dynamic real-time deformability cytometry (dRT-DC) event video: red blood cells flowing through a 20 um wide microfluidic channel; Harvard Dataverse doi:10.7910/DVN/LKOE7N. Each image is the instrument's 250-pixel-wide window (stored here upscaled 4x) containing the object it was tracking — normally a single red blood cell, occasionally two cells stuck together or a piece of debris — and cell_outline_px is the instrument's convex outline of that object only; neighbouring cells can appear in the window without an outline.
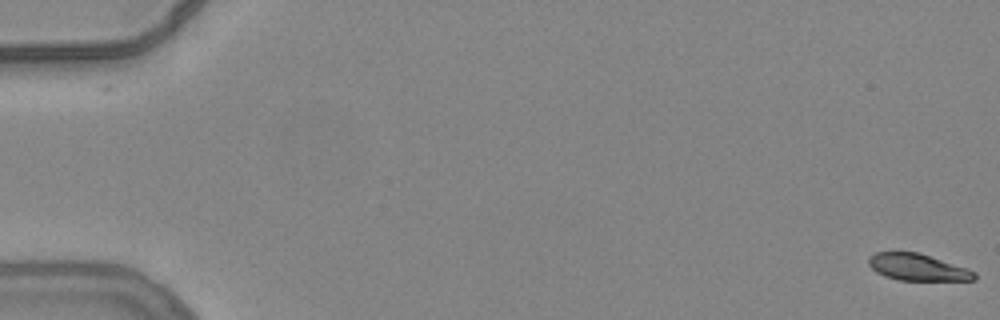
{"species": "common noctule bat (a hibernating species)", "species_latin": "Nyctalus noctula", "temperature_condition": "warm", "stored_images_in_passage": 56, "camera_frame_rate_fps": 3000, "um_per_image_px": 0.085, "animal": {"sex": "female", "body_mass_g": 24.6, "forearm_length_mm": 56.2}, "frame": {"image": 1, "passage_image": 1, "time_ms": 0.0, "image_size_px": [1000, 320], "cell_outline_px": [[976, 280], [900, 280], [884, 276], [876, 272], [868, 264], [868, 260], [876, 252], [920, 252], [968, 268], [976, 272]], "centroid_in_image_um": [78.03, 22.71], "position_along_channel_um": 7.0, "area_um2": 16.53}}
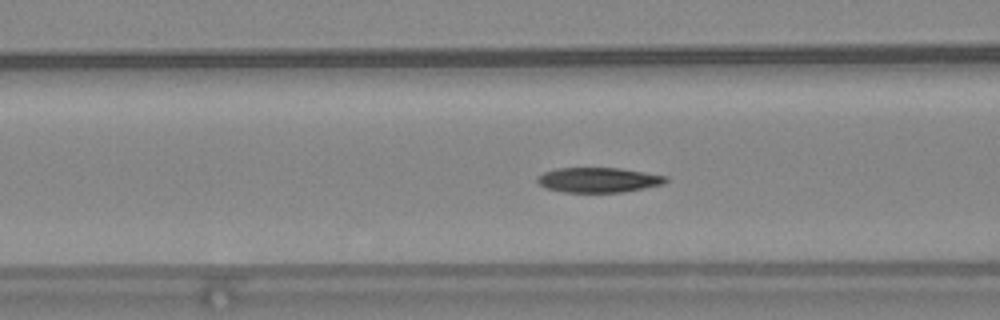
{"frame": {"image": 2, "passage_image": 23, "time_ms": 7.333, "image_size_px": [1000, 320], "cell_outline_px": [[668, 180], [664, 184], [624, 192], [564, 192], [544, 188], [536, 180], [536, 176], [544, 172], [556, 168], [620, 168], [668, 176]], "centroid_in_image_um": [50.86, 15.29], "position_along_channel_um": 115.7, "area_um2": 18.79}, "authors_computed_cell_mechanics": {"area_um2": 18.9873, "velocity_mm_per_s": 3.8056, "shape_relaxation_time_tau1_ms": 6.6129, "shape_relaxation_time_tau2_ms": 3.9112, "deformation_change_tau1": 0.171, "deformation_change_tau2": 0.0781}}